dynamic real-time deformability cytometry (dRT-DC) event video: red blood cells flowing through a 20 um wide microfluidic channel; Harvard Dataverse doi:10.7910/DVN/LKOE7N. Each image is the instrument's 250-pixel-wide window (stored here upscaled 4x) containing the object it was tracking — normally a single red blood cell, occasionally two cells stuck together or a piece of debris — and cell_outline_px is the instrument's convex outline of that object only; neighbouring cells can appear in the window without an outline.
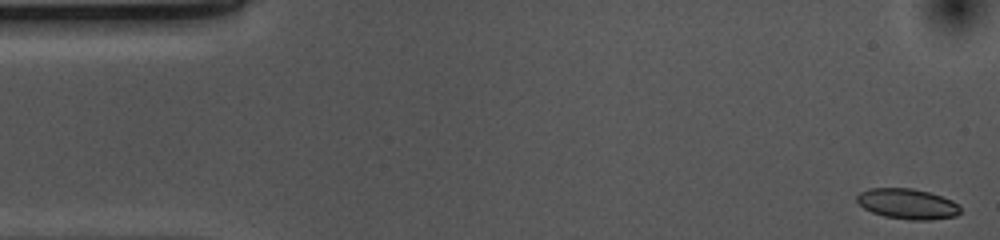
{"species": "common noctule bat (a hibernating species)", "species_latin": "Nyctalus noctula", "temperature_condition": "cold", "stored_images_in_passage": 52, "camera_frame_rate_fps": 3000, "um_per_image_px": 0.085, "animal": {"sex": "female", "body_mass_g": 10.0, "forearm_length_mm": 53.1}, "frame": {"image": 1, "passage_image": 1, "time_ms": 0.0, "image_size_px": [1000, 240], "cell_outline_px": [[960, 212], [956, 216], [928, 220], [908, 220], [884, 216], [872, 212], [864, 208], [856, 200], [856, 196], [860, 192], [868, 188], [912, 188], [928, 192], [952, 200], [960, 204]], "centroid_in_image_um": [77.13, 17.33], "position_along_channel_um": 7.9, "area_um2": 18.38}}
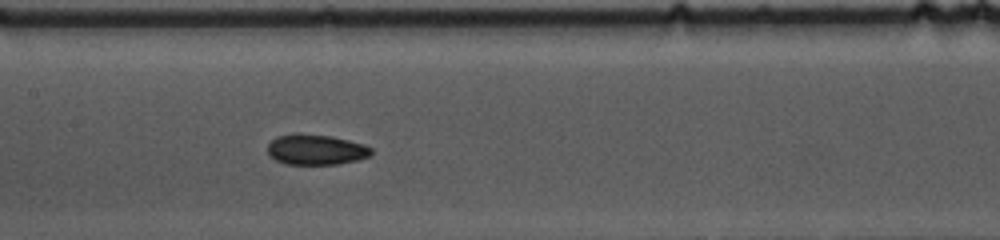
{"frame": {"image": 2, "passage_image": 24, "time_ms": 7.667, "image_size_px": [1000, 240], "cell_outline_px": [[372, 152], [368, 156], [356, 160], [336, 164], [284, 164], [276, 160], [268, 152], [268, 144], [276, 136], [332, 136], [364, 144], [372, 148]], "centroid_in_image_um": [26.89, 12.75], "position_along_channel_um": 180.5, "area_um2": 17.63}}
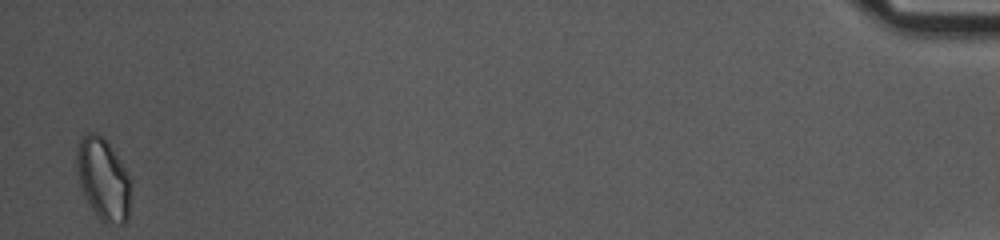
{"frame": {"image": 3, "passage_image": 52, "time_ms": 17.0, "image_size_px": [1000, 240], "cell_outline_px": [[128, 216], [124, 224], [104, 224], [96, 216], [84, 196], [80, 188], [76, 172], [76, 148], [80, 140], [88, 132], [96, 132], [108, 144], [124, 168], [128, 176]], "centroid_in_image_um": [8.7, 15.26], "position_along_channel_um": 426.5, "area_um2": 25.43}, "authors_computed_cell_mechanics": {"area_um2": 18.5538, "velocity_mm_per_s": 3.6688, "shape_relaxation_time_tau1_ms": 7.6142, "shape_relaxation_time_tau2_ms": 5.9626, "deformation_change_tau1": 0.1069, "deformation_change_tau2": 0.0967}}